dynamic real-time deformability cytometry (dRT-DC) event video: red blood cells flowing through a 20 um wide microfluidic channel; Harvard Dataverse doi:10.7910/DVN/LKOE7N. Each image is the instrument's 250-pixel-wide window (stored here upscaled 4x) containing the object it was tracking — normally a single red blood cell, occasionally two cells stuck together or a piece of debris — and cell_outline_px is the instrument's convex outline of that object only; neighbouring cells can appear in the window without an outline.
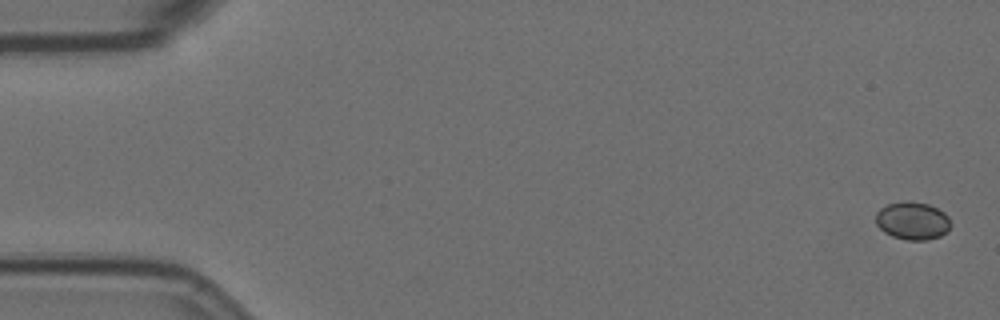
{"species": "Egyptian fruit bat (a non-hibernating species)", "species_latin": "Rousettus aegyptiacus", "temperature_condition": "room temperature", "stored_images_in_passage": 6, "camera_frame_rate_fps": 3000, "um_per_image_px": 0.085, "animal": {"sex": "female"}, "frame": {"image": 1, "passage_image": 1, "time_ms": 0.0, "image_size_px": [1000, 320], "cell_outline_px": [[952, 224], [940, 236], [928, 240], [908, 240], [892, 236], [884, 232], [876, 224], [876, 212], [880, 208], [888, 204], [908, 200], [928, 204], [944, 212], [948, 216]], "centroid_in_image_um": [77.55, 18.76], "position_along_channel_um": 7.4, "area_um2": 16.53}}
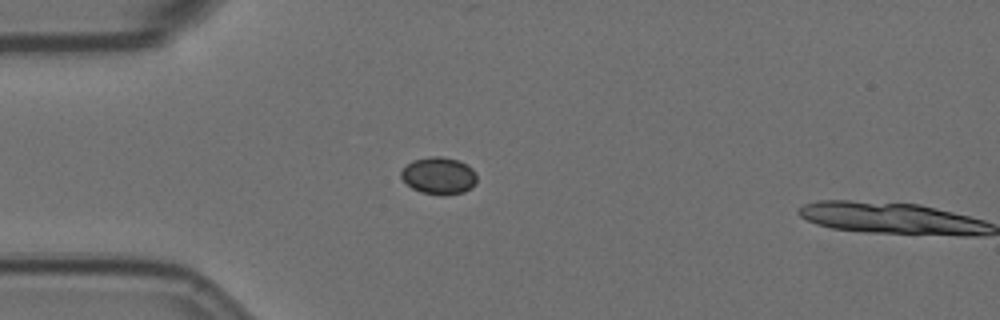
{"frame": {"image": 2, "passage_image": 5, "time_ms": 4.667, "image_size_px": [1000, 320], "cell_outline_px": [[476, 184], [472, 188], [464, 192], [444, 196], [440, 196], [420, 192], [412, 188], [400, 176], [400, 172], [412, 160], [432, 156], [440, 156], [456, 160], [472, 168], [476, 172]], "centroid_in_image_um": [37.31, 14.96], "position_along_channel_um": 47.7, "area_um2": 16.47}}